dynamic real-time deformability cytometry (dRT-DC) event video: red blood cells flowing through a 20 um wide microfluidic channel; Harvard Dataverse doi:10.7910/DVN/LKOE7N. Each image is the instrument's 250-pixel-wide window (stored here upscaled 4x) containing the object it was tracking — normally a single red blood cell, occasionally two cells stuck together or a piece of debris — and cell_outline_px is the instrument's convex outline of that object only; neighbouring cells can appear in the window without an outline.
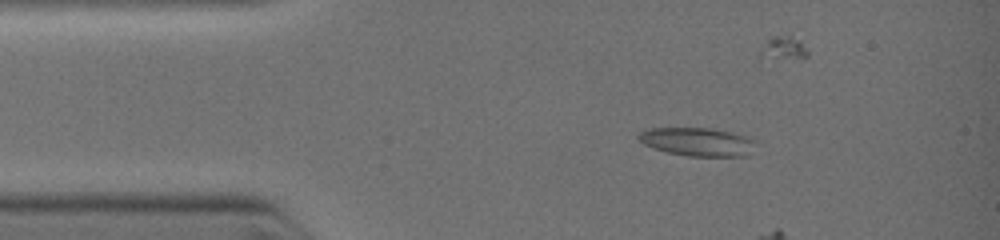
{"species": "common noctule bat (a hibernating species)", "species_latin": "Nyctalus noctula", "temperature_condition": "warm", "stored_images_in_passage": 18, "camera_frame_rate_fps": 3000, "um_per_image_px": 0.085, "animal": {"sex": "female", "body_mass_g": 19.0, "forearm_length_mm": 51.5}, "frame": {"image": 1, "passage_image": 4, "time_ms": 1.667, "image_size_px": [1000, 240], "cell_outline_px": [[756, 140], [740, 156], [688, 156], [668, 152], [644, 144], [636, 136], [640, 132], [648, 128], [712, 128], [732, 132]], "centroid_in_image_um": [59.18, 12.02], "position_along_channel_um": 25.8, "area_um2": 18.79}}